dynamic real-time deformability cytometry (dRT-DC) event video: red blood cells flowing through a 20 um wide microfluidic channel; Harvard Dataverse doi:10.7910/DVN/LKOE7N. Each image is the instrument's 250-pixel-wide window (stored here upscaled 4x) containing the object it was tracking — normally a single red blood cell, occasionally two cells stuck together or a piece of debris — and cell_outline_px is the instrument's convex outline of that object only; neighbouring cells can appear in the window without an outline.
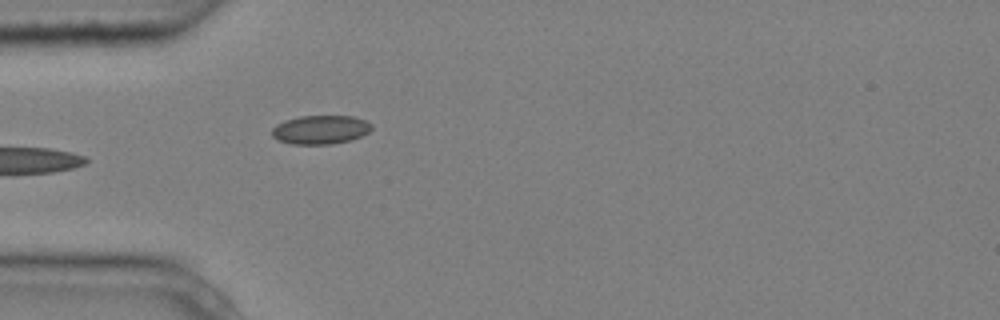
{"species": "common noctule bat (a hibernating species)", "species_latin": "Nyctalus noctula", "temperature_condition": "cold", "stored_images_in_passage": 5, "camera_frame_rate_fps": 3000, "um_per_image_px": 0.085, "animal": {"sex": "male", "body_mass_g": 20.4}, "frame": {"image": 1, "passage_image": 5, "time_ms": 1.333, "image_size_px": [1000, 320], "cell_outline_px": [[372, 128], [368, 132], [352, 140], [332, 144], [292, 144], [276, 140], [272, 136], [272, 128], [276, 124], [284, 120], [300, 116], [352, 116], [364, 120], [372, 124]], "centroid_in_image_um": [27.21, 11.02], "position_along_channel_um": 57.8, "area_um2": 16.82}}